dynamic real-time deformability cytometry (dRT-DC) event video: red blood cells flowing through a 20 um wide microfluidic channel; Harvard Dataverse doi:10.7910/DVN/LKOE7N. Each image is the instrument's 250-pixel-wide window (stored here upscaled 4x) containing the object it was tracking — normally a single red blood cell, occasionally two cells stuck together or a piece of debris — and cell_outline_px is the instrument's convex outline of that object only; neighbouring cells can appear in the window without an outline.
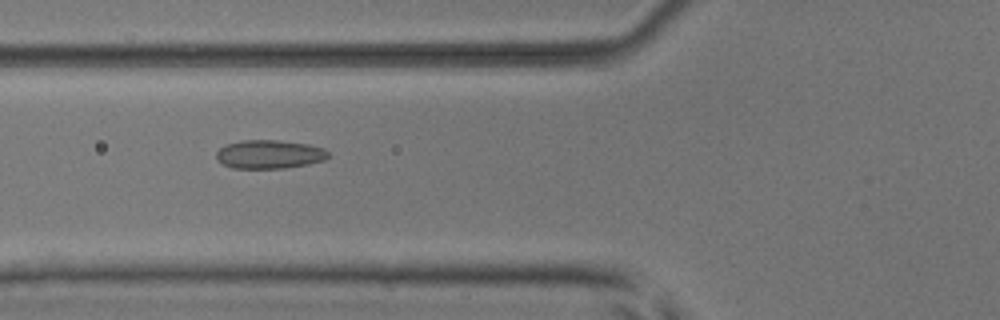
{"species": "common noctule bat (a hibernating species)", "species_latin": "Nyctalus noctula", "temperature_condition": "room temperature", "stored_images_in_passage": 9, "camera_frame_rate_fps": 3000, "um_per_image_px": 0.085, "animal": {"sex": "male", "body_mass_g": 17.9, "forearm_length_mm": 54.2}, "frame": {"image": 1, "passage_image": 6, "time_ms": 1.667, "image_size_px": [1000, 320], "cell_outline_px": [[328, 156], [324, 160], [308, 164], [284, 168], [232, 168], [220, 164], [216, 160], [216, 152], [224, 144], [244, 140], [276, 140], [308, 144], [324, 148], [328, 152]], "centroid_in_image_um": [22.84, 13.11], "position_along_channel_um": 103.0, "area_um2": 18.79}}
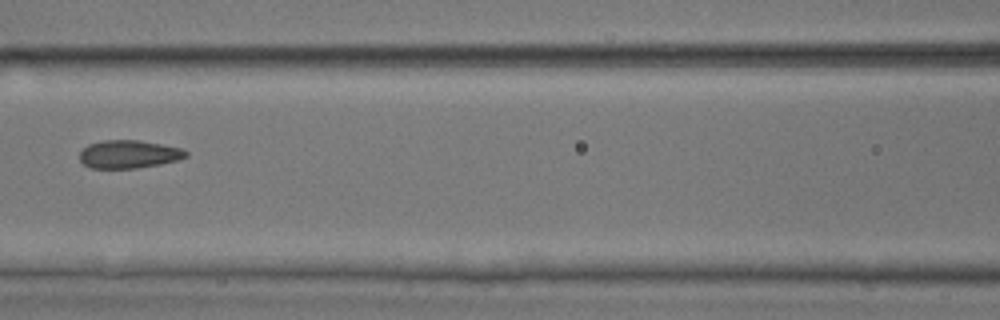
{"frame": {"image": 2, "passage_image": 7, "time_ms": 2.0, "image_size_px": [1000, 320], "cell_outline_px": [[188, 156], [176, 160], [160, 164], [136, 168], [92, 168], [84, 164], [80, 160], [80, 152], [88, 144], [104, 140], [140, 140], [184, 148], [188, 152]], "centroid_in_image_um": [10.97, 13.1], "position_along_channel_um": 155.6, "area_um2": 17.4}}
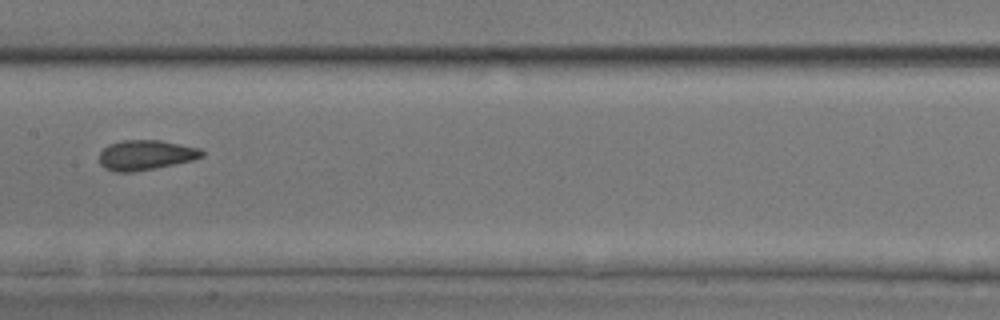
{"frame": {"image": 3, "passage_image": 8, "time_ms": 2.333, "image_size_px": [1000, 320], "cell_outline_px": [[204, 156], [192, 160], [132, 172], [116, 172], [104, 168], [100, 164], [100, 152], [108, 144], [120, 140], [160, 140], [200, 148], [204, 152]], "centroid_in_image_um": [12.36, 13.16], "position_along_channel_um": 195.0, "area_um2": 17.8}}